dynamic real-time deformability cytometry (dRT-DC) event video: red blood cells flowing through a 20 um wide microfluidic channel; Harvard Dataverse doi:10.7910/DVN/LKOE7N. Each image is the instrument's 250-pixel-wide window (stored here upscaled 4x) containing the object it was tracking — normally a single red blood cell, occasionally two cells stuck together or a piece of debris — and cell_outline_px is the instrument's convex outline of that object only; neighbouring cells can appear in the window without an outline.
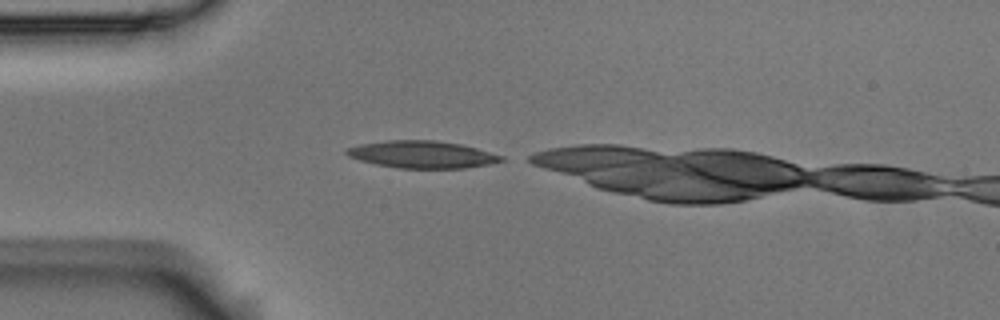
{"species": "Egyptian fruit bat (a non-hibernating species)", "species_latin": "Rousettus aegyptiacus", "temperature_condition": "room temperature", "stored_images_in_passage": 2, "camera_frame_rate_fps": 3000, "um_per_image_px": 0.085, "animal": {"sex": "male"}, "frame": {"image": 1, "passage_image": 1, "time_ms": 0.0, "image_size_px": [1000, 320], "cell_outline_px": [[504, 160], [492, 164], [464, 168], [400, 168], [376, 164], [360, 160], [348, 156], [344, 152], [348, 148], [360, 144], [388, 140], [436, 140], [460, 144], [476, 148], [504, 156]], "centroid_in_image_um": [35.9, 13.13], "position_along_channel_um": 49.1, "area_um2": 24.45}}